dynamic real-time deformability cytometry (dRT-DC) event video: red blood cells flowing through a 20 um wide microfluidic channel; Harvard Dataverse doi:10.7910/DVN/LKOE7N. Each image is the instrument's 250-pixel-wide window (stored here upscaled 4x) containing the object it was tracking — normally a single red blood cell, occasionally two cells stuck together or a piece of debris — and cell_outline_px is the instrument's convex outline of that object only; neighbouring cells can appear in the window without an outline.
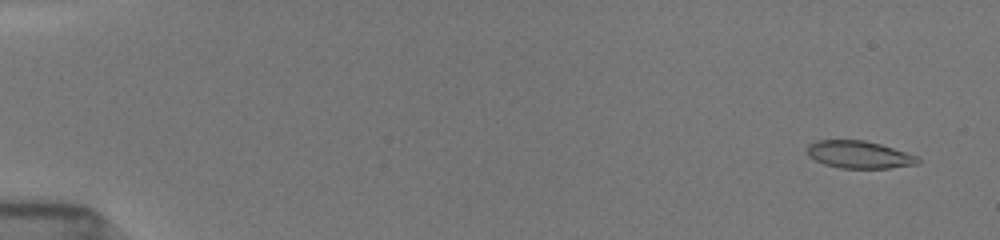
{"species": "common noctule bat (a hibernating species)", "species_latin": "Nyctalus noctula", "temperature_condition": "room temperature", "stored_images_in_passage": 53, "camera_frame_rate_fps": 3000, "um_per_image_px": 0.085, "animal": {"sex": "female", "body_mass_g": 19.5, "forearm_length_mm": 54.1}, "frame": {"image": 1, "passage_image": 3, "time_ms": 0.667, "image_size_px": [1000, 240], "cell_outline_px": [[920, 160], [916, 164], [888, 168], [840, 168], [824, 164], [808, 156], [808, 144], [816, 140], [864, 140], [880, 144], [920, 156]], "centroid_in_image_um": [73.03, 13.14], "position_along_channel_um": 12.0, "area_um2": 17.69}}
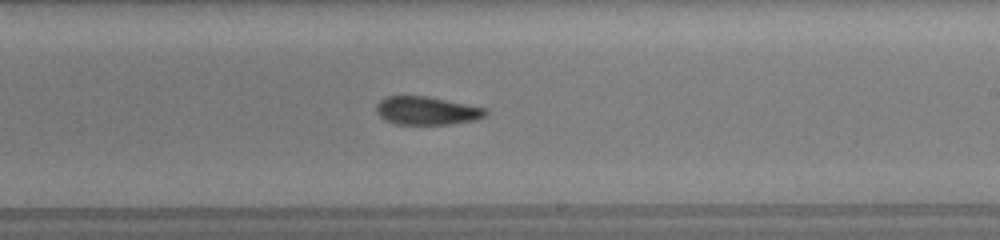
{"frame": {"image": 2, "passage_image": 33, "time_ms": 10.667, "image_size_px": [1000, 240], "cell_outline_px": [[488, 112], [484, 116], [476, 120], [452, 124], [396, 124], [384, 120], [376, 112], [376, 104], [380, 100], [388, 96], [428, 96], [488, 108]], "centroid_in_image_um": [36.29, 9.41], "position_along_channel_um": 252.7, "area_um2": 18.15}}
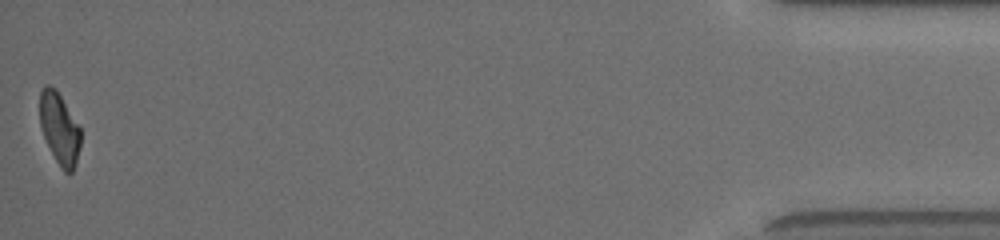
{"frame": {"image": 3, "passage_image": 53, "time_ms": 17.333, "image_size_px": [1000, 240], "cell_outline_px": [[80, 148], [76, 164], [72, 172], [64, 172], [60, 168], [44, 136], [40, 124], [40, 92], [44, 84], [48, 84], [56, 88], [80, 128]], "centroid_in_image_um": [5.05, 10.91], "position_along_channel_um": 430.1, "area_um2": 16.88}, "authors_computed_cell_mechanics": {"area_um2": 18.3804, "velocity_mm_per_s": 3.9329, "shape_relaxation_time_tau1_ms": 7.5579, "shape_relaxation_time_tau2_ms": 8.9572, "deformation_change_tau1": 0.2049, "deformation_change_tau2": 0.152}}